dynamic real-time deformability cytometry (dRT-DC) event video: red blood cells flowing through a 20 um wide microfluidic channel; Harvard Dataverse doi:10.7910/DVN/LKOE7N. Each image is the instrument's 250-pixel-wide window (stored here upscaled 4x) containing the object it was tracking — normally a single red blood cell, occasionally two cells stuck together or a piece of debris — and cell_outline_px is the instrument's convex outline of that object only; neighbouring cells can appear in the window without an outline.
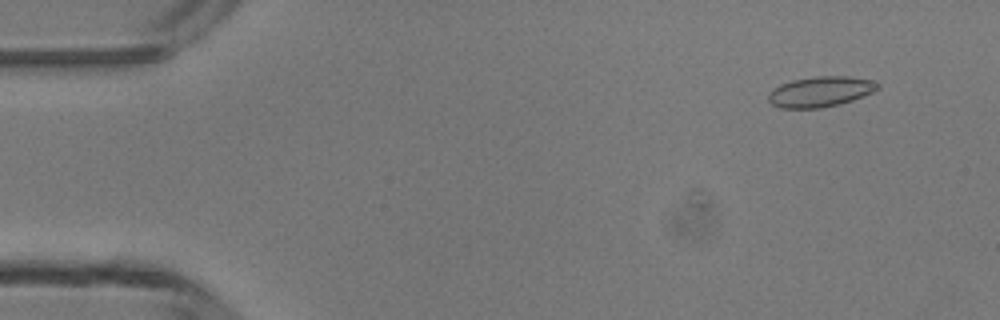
{"species": "common noctule bat (a hibernating species)", "species_latin": "Nyctalus noctula", "temperature_condition": "room temperature", "stored_images_in_passage": 4, "camera_frame_rate_fps": 3000, "um_per_image_px": 0.085, "animal": {"sex": "male", "body_mass_g": 13.3}, "frame": {"image": 1, "passage_image": 1, "time_ms": 0.0, "image_size_px": [1000, 320], "cell_outline_px": [[880, 88], [872, 92], [852, 100], [840, 104], [820, 108], [780, 108], [772, 104], [768, 100], [768, 96], [772, 88], [780, 84], [792, 80], [816, 76], [848, 76], [872, 80], [880, 84]], "centroid_in_image_um": [69.72, 7.79], "position_along_channel_um": 15.3, "area_um2": 19.42}}
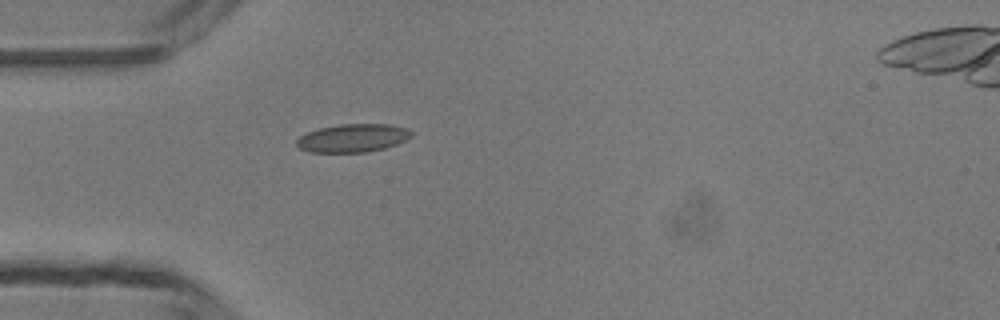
{"frame": {"image": 2, "passage_image": 4, "time_ms": 3.333, "image_size_px": [1000, 320], "cell_outline_px": [[412, 136], [396, 144], [384, 148], [368, 152], [312, 152], [300, 148], [296, 144], [296, 140], [300, 136], [308, 132], [320, 128], [340, 124], [388, 124], [408, 128], [412, 132]], "centroid_in_image_um": [30.0, 11.73], "position_along_channel_um": 55.0, "area_um2": 18.73}}